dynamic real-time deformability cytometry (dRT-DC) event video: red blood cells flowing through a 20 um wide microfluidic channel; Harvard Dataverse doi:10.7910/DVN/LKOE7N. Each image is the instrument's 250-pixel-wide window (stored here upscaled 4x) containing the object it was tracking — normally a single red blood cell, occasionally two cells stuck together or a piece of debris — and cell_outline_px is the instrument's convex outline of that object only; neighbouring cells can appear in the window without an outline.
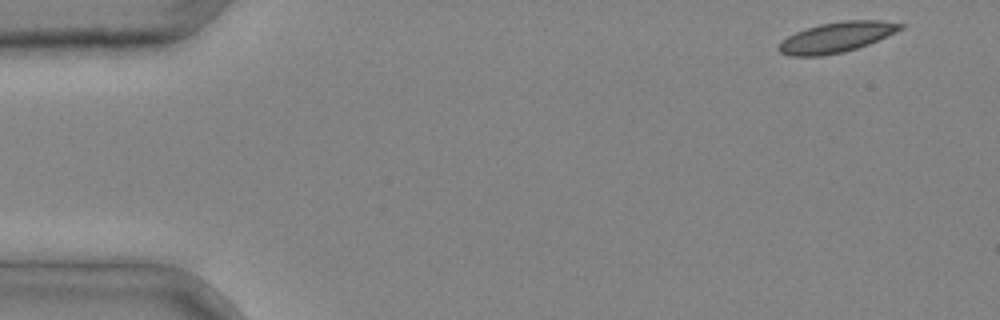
{"species": "common noctule bat (a hibernating species)", "species_latin": "Nyctalus noctula", "temperature_condition": "cold", "stored_images_in_passage": 4, "camera_frame_rate_fps": 3000, "um_per_image_px": 0.085, "animal": {"sex": "male", "body_mass_g": 20.4}, "frame": {"image": 1, "passage_image": 1, "time_ms": 0.0, "image_size_px": [1000, 320], "cell_outline_px": [[908, 24], [904, 28], [896, 32], [868, 44], [844, 52], [820, 56], [788, 56], [780, 52], [776, 48], [788, 36], [796, 32], [820, 24], [844, 20], [880, 20]], "centroid_in_image_um": [71.14, 3.16], "position_along_channel_um": 13.9, "area_um2": 21.44}}
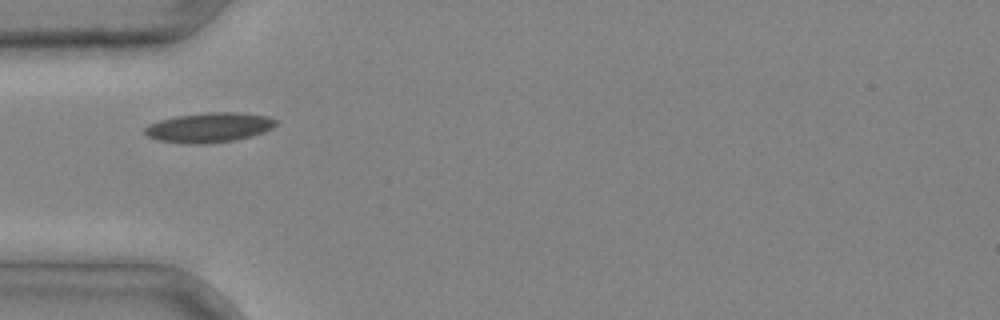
{"frame": {"image": 2, "passage_image": 4, "time_ms": 1.0, "image_size_px": [1000, 320], "cell_outline_px": [[276, 124], [272, 128], [264, 132], [252, 136], [236, 140], [208, 144], [180, 144], [156, 140], [148, 136], [144, 132], [144, 128], [148, 124], [160, 120], [176, 116], [208, 112], [236, 112], [268, 116], [276, 120]], "centroid_in_image_um": [17.75, 10.85], "position_along_channel_um": 67.2, "area_um2": 23.0}}